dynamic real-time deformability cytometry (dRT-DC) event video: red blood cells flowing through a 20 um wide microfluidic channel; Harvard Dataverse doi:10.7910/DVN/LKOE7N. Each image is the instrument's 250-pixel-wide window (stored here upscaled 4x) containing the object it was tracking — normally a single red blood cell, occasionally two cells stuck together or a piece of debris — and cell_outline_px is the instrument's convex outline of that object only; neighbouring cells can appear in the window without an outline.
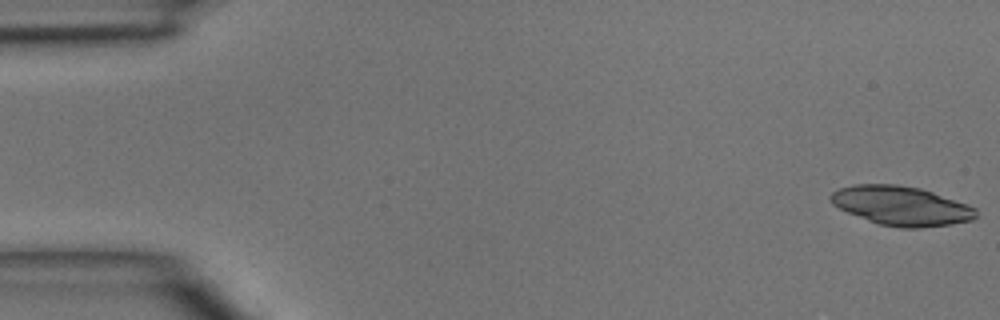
{"species": "common noctule bat (a hibernating species)", "species_latin": "Nyctalus noctula", "temperature_condition": "room temperature", "stored_images_in_passage": 46, "camera_frame_rate_fps": 3000, "um_per_image_px": 0.085, "animal": {"sex": "male", "body_mass_g": 15.6}, "frame": {"image": 1, "passage_image": 1, "time_ms": 0.0, "image_size_px": [1000, 320], "cell_outline_px": [[976, 216], [972, 220], [952, 224], [920, 228], [900, 228], [880, 224], [868, 220], [848, 212], [832, 204], [828, 196], [832, 192], [840, 188], [852, 184], [896, 184], [920, 188], [968, 204], [976, 208]], "centroid_in_image_um": [76.6, 17.49], "position_along_channel_um": 8.4, "area_um2": 33.18}}